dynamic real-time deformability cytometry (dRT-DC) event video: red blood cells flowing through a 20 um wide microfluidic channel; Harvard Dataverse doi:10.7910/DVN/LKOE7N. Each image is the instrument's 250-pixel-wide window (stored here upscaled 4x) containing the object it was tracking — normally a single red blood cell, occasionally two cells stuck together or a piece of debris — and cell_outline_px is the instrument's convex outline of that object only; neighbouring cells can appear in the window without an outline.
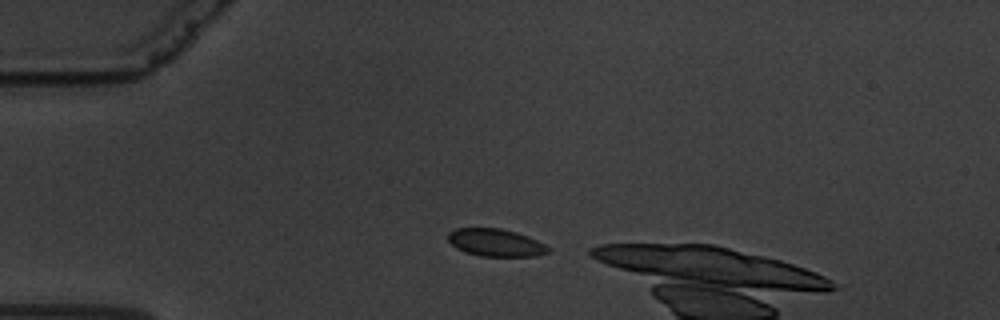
{"species": "common noctule bat (a hibernating species)", "species_latin": "Nyctalus noctula", "temperature_condition": "warm", "stored_images_in_passage": 5, "camera_frame_rate_fps": 3000, "um_per_image_px": 0.085, "animal": {"sex": "male", "body_mass_g": 19.5, "forearm_length_mm": 54.6}, "frame": {"image": 1, "passage_image": 1, "time_ms": 0.0, "image_size_px": [1000, 320], "cell_outline_px": [[548, 252], [536, 256], [480, 256], [464, 252], [456, 248], [448, 240], [448, 232], [456, 228], [500, 228], [516, 232], [528, 236], [544, 244], [548, 248]], "centroid_in_image_um": [42.09, 20.62], "position_along_channel_um": 42.9, "area_um2": 16.01}}